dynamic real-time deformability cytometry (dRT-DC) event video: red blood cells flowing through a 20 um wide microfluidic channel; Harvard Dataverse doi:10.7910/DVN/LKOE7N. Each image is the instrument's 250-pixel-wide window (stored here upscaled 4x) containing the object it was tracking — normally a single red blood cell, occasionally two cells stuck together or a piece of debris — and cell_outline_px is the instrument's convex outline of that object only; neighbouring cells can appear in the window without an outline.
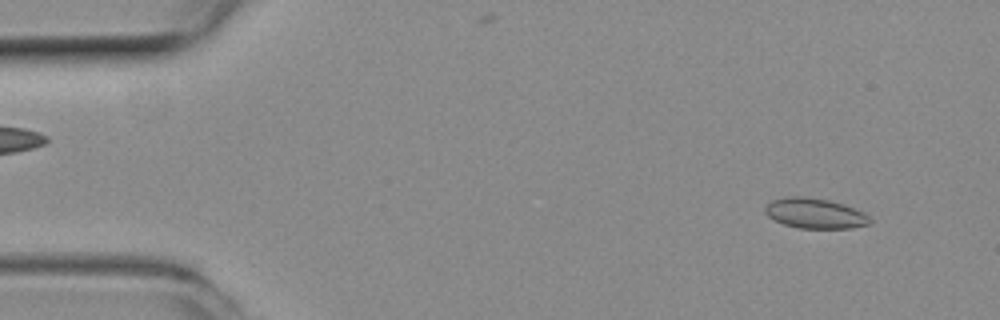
{"species": "common noctule bat (a hibernating species)", "species_latin": "Nyctalus noctula", "temperature_condition": "room temperature", "stored_images_in_passage": 52, "segment_of_instrument_passage": [1, 2], "camera_frame_rate_fps": 3000, "um_per_image_px": 0.085, "animal": {"sex": "female", "body_mass_g": 19.3, "forearm_length_mm": 54.1}, "frame": {"image": 1, "passage_image": 4, "time_ms": 1.0, "image_size_px": [1000, 320], "cell_outline_px": [[872, 224], [852, 228], [796, 228], [784, 224], [768, 216], [764, 212], [764, 208], [772, 200], [788, 196], [804, 196], [828, 200], [844, 204], [864, 212], [872, 220]], "centroid_in_image_um": [69.3, 18.14], "position_along_channel_um": 15.7, "area_um2": 18.55}}
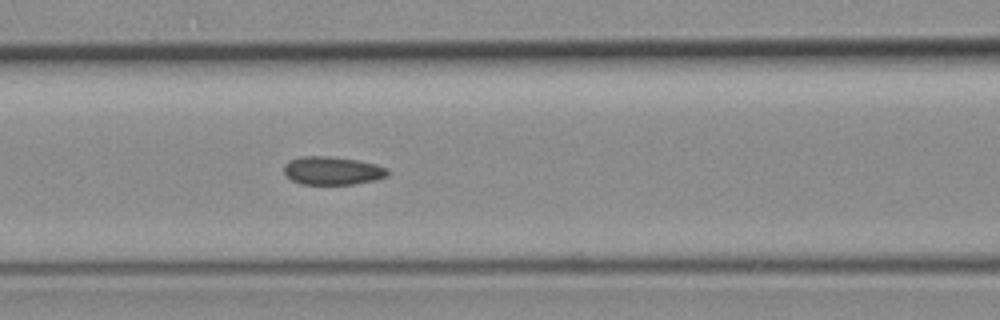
{"frame": {"image": 2, "passage_image": 21, "time_ms": 6.667, "image_size_px": [1000, 320], "cell_outline_px": [[388, 176], [376, 180], [352, 184], [300, 184], [292, 180], [284, 172], [284, 164], [288, 160], [300, 156], [328, 156], [360, 160], [376, 164], [388, 168]], "centroid_in_image_um": [28.26, 14.5], "position_along_channel_um": 138.3, "area_um2": 17.22}}
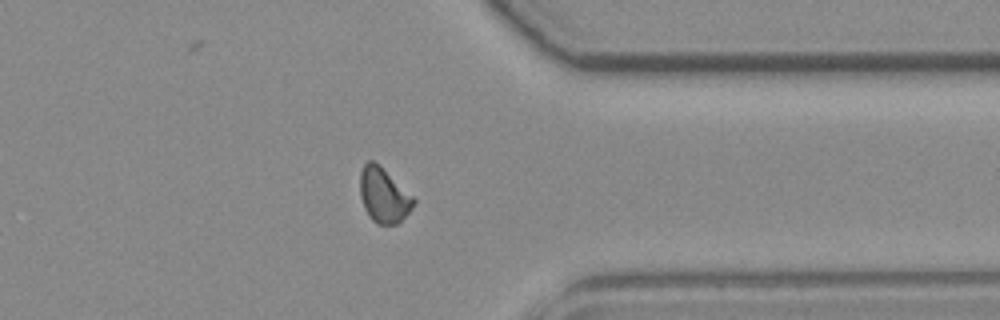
{"frame": {"image": 3, "passage_image": 40, "time_ms": 13.0, "image_size_px": [1000, 320], "cell_outline_px": [[416, 200], [412, 208], [396, 224], [376, 224], [372, 220], [364, 208], [360, 196], [360, 172], [364, 164], [368, 160], [372, 160], [380, 164]], "centroid_in_image_um": [32.58, 16.57], "position_along_channel_um": 378.8, "area_um2": 16.99}}